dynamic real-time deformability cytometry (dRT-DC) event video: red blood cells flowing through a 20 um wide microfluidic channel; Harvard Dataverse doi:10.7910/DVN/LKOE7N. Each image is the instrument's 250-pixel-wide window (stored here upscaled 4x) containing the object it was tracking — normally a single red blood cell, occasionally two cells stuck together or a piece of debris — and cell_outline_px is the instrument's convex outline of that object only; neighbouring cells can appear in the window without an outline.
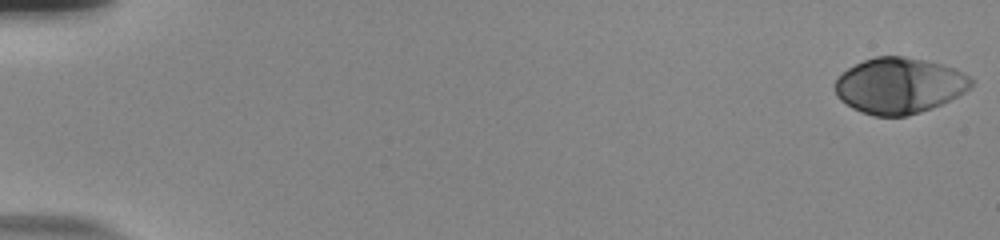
{"species": "human", "species_latin": "Homo sapiens", "temperature_condition": "room temperature", "stored_images_in_passage": 56, "camera_frame_rate_fps": 3000, "um_per_image_px": 0.085, "donor": {"sex": "male"}, "frame": {"image": 1, "passage_image": 1, "time_ms": 0.0, "image_size_px": [1000, 240], "cell_outline_px": [[972, 84], [964, 92], [932, 108], [908, 116], [872, 116], [860, 112], [852, 108], [840, 100], [836, 96], [836, 80], [848, 68], [864, 60], [876, 56], [900, 56], [924, 60], [944, 64], [968, 76], [972, 80]], "centroid_in_image_um": [76.4, 7.29], "position_along_channel_um": 8.6, "area_um2": 43.93}}
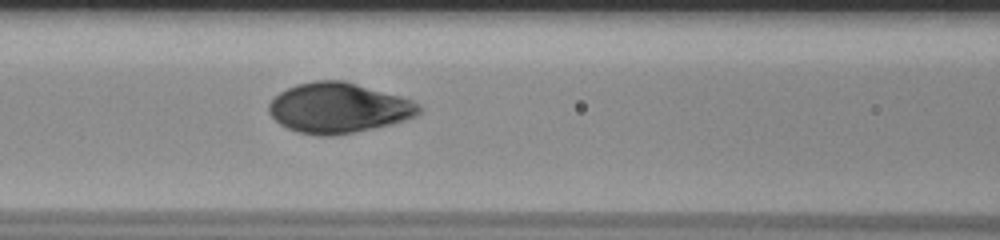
{"frame": {"image": 2, "passage_image": 26, "time_ms": 8.333, "image_size_px": [1000, 240], "cell_outline_px": [[424, 108], [416, 116], [404, 120], [372, 128], [332, 136], [320, 136], [300, 132], [288, 128], [280, 124], [268, 112], [268, 104], [280, 92], [296, 84], [312, 80], [344, 80], [400, 96], [412, 100], [420, 104]], "centroid_in_image_um": [28.77, 9.16], "position_along_channel_um": 137.8, "area_um2": 43.75}}
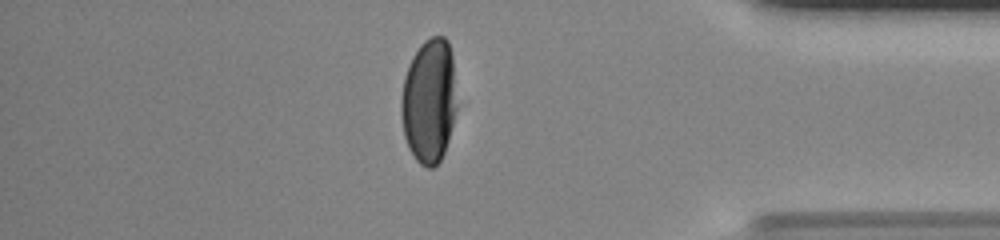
{"frame": {"image": 3, "passage_image": 49, "time_ms": 16.0, "image_size_px": [1000, 240], "cell_outline_px": [[456, 108], [448, 140], [444, 152], [440, 160], [432, 168], [428, 168], [420, 164], [416, 160], [408, 148], [404, 136], [400, 112], [400, 100], [404, 76], [408, 64], [412, 56], [420, 44], [424, 40], [432, 36], [444, 36], [448, 40], [452, 56], [456, 104]], "centroid_in_image_um": [36.44, 8.56], "position_along_channel_um": 398.8, "area_um2": 40.58}, "authors_computed_cell_mechanics": {"area_um2": 43.639, "velocity_mm_per_s": 3.7056, "shape_relaxation_time_tau1_ms": 2.9804, "shape_relaxation_time_tau2_ms": null, "deformation_change_tau1": 0.1806, "deformation_change_tau2": null}}